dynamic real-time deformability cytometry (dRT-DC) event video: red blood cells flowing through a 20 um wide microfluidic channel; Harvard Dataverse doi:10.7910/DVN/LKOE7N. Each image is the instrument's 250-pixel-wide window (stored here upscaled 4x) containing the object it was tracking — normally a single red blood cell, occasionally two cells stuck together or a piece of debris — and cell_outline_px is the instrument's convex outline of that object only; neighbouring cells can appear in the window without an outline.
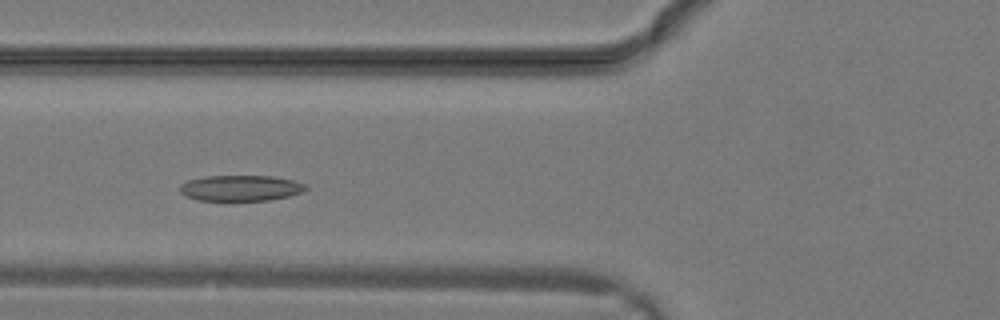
{"species": "common noctule bat (a hibernating species)", "species_latin": "Nyctalus noctula", "temperature_condition": "warm", "stored_images_in_passage": 26, "camera_frame_rate_fps": 3000, "um_per_image_px": 0.085, "animal": {"sex": "male", "body_mass_g": 19.2, "forearm_length_mm": 51.8}, "frame": {"image": 1, "passage_image": 7, "time_ms": 2.0, "image_size_px": [1000, 320], "cell_outline_px": [[308, 188], [304, 192], [288, 196], [268, 200], [196, 200], [180, 192], [180, 184], [188, 180], [208, 176], [272, 176], [292, 180], [308, 184]], "centroid_in_image_um": [20.49, 15.98], "position_along_channel_um": 105.3, "area_um2": 18.84}}
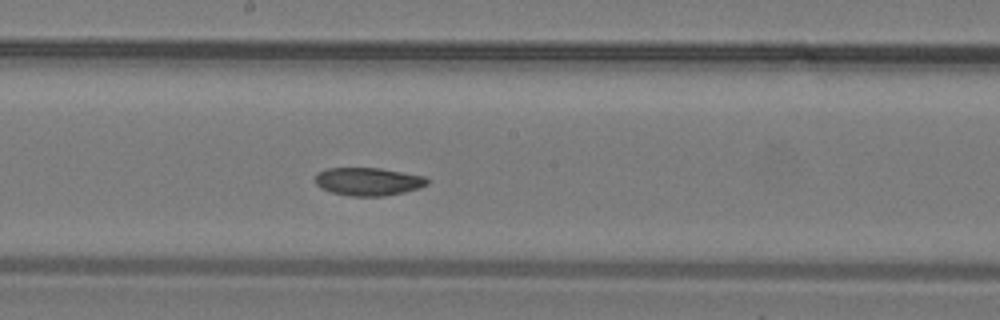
{"frame": {"image": 2, "passage_image": 12, "time_ms": 3.667, "image_size_px": [1000, 320], "cell_outline_px": [[428, 184], [404, 192], [384, 196], [352, 196], [332, 192], [320, 188], [316, 184], [316, 172], [328, 168], [380, 168], [424, 176], [428, 180]], "centroid_in_image_um": [31.27, 15.42], "position_along_channel_um": 216.9, "area_um2": 18.15}}
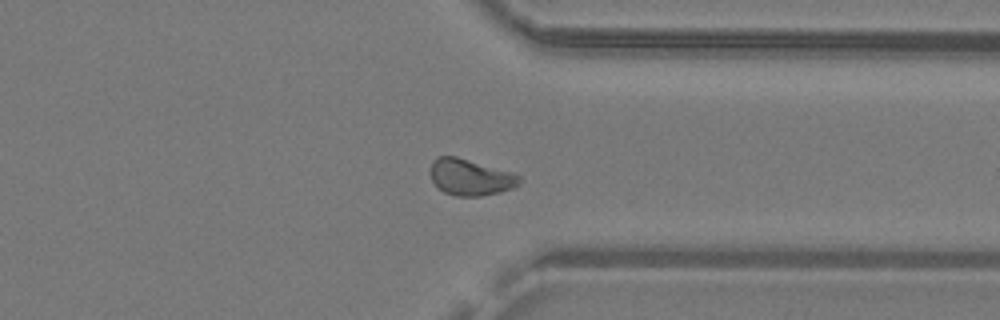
{"frame": {"image": 3, "passage_image": 19, "time_ms": 6.0, "image_size_px": [1000, 320], "cell_outline_px": [[520, 184], [512, 188], [500, 192], [480, 196], [456, 196], [444, 192], [436, 188], [432, 180], [432, 160], [436, 156], [456, 156], [516, 172], [520, 176]], "centroid_in_image_um": [40.01, 15.05], "position_along_channel_um": 371.4, "area_um2": 19.13}}